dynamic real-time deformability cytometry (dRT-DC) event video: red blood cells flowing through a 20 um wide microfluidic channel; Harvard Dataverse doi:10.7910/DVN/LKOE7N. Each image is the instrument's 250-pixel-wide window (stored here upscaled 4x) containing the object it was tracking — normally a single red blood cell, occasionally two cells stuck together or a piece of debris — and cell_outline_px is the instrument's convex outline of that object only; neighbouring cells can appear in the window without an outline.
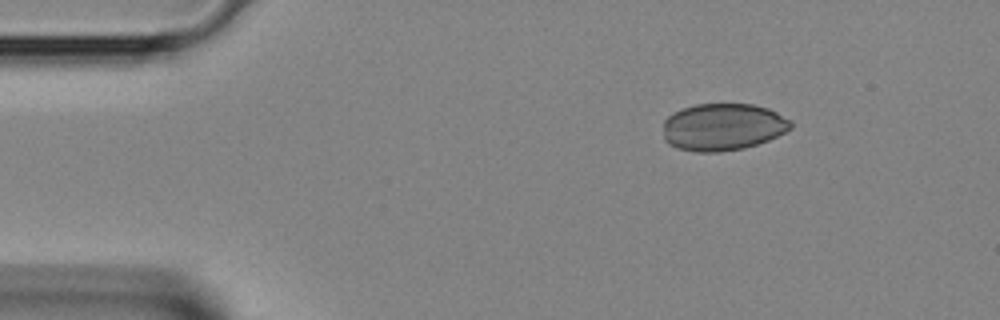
{"species": "Egyptian fruit bat (a non-hibernating species)", "species_latin": "Rousettus aegyptiacus", "temperature_condition": "room temperature", "stored_images_in_passage": 35, "camera_frame_rate_fps": 3000, "um_per_image_px": 0.085, "animal": {"sex": "female"}, "frame": {"image": 1, "passage_image": 1, "time_ms": 0.0, "image_size_px": [1000, 320], "cell_outline_px": [[792, 128], [768, 140], [744, 148], [720, 152], [696, 152], [676, 148], [668, 144], [664, 140], [664, 120], [672, 112], [696, 104], [752, 104], [768, 108], [792, 120]], "centroid_in_image_um": [61.43, 10.79], "position_along_channel_um": 23.6, "area_um2": 35.26}}
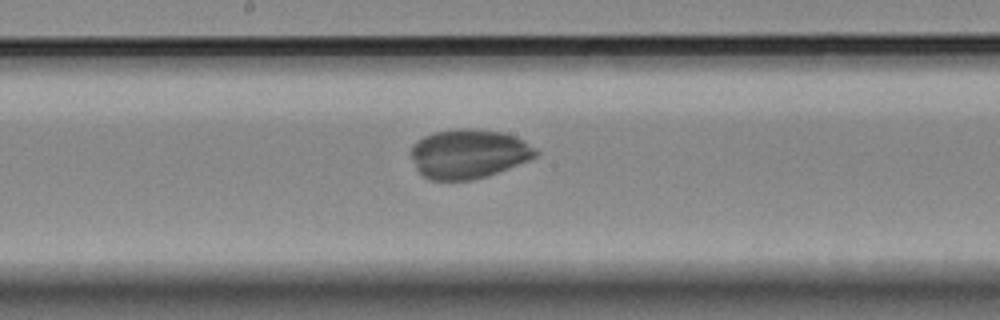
{"frame": {"image": 2, "passage_image": 16, "time_ms": 5.0, "image_size_px": [1000, 320], "cell_outline_px": [[540, 152], [536, 156], [528, 160], [488, 176], [472, 180], [432, 180], [424, 176], [416, 168], [412, 156], [412, 144], [416, 140], [432, 132], [456, 128], [472, 128], [504, 132], [516, 136], [524, 140], [536, 148]], "centroid_in_image_um": [39.84, 13.05], "position_along_channel_um": 208.4, "area_um2": 36.01}}
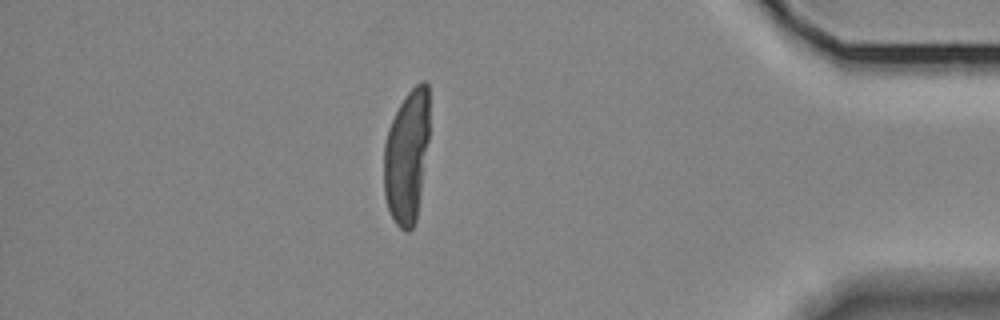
{"frame": {"image": 3, "passage_image": 30, "time_ms": 9.667, "image_size_px": [1000, 320], "cell_outline_px": [[428, 140], [416, 220], [412, 228], [408, 232], [404, 232], [396, 224], [388, 208], [384, 196], [384, 144], [388, 128], [400, 104], [408, 92], [420, 80], [424, 80], [428, 84]], "centroid_in_image_um": [34.56, 13.29], "position_along_channel_um": 400.6, "area_um2": 35.14}}